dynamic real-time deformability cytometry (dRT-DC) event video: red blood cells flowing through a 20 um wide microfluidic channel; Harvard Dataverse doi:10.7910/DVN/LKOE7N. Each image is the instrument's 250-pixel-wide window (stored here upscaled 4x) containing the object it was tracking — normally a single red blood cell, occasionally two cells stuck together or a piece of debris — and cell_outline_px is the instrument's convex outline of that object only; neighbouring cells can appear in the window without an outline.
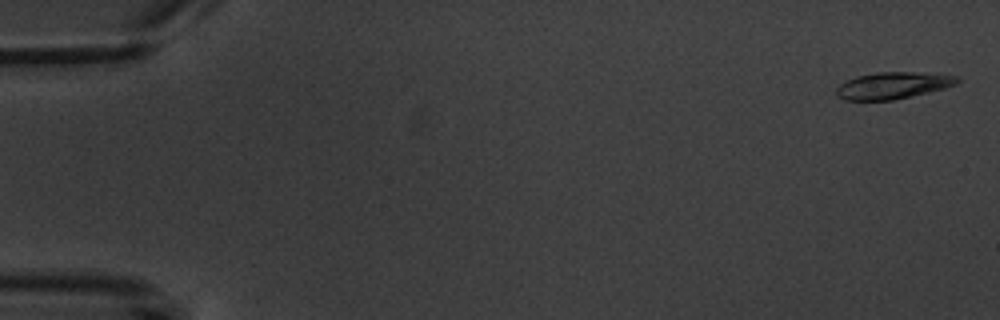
{"species": "common noctule bat (a hibernating species)", "species_latin": "Nyctalus noctula", "temperature_condition": "warm", "stored_images_in_passage": 4, "camera_frame_rate_fps": 3000, "um_per_image_px": 0.085, "animal": {"sex": "male", "body_mass_g": 20.1, "forearm_length_mm": 53.5}, "frame": {"image": 1, "passage_image": 1, "time_ms": 0.0, "image_size_px": [1000, 320], "cell_outline_px": [[960, 80], [956, 84], [944, 88], [912, 96], [892, 100], [844, 100], [836, 96], [836, 88], [840, 84], [856, 76], [876, 72], [916, 72], [960, 76]], "centroid_in_image_um": [75.89, 7.26], "position_along_channel_um": 9.1, "area_um2": 18.84}}
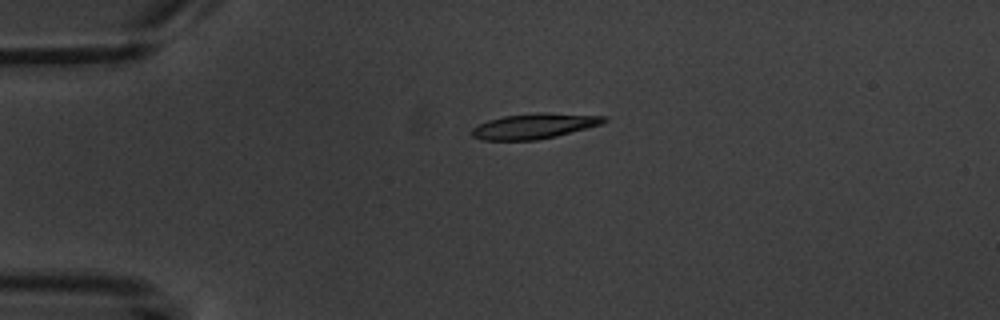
{"frame": {"image": 2, "passage_image": 4, "time_ms": 4.0, "image_size_px": [1000, 320], "cell_outline_px": [[608, 120], [604, 124], [556, 136], [536, 140], [484, 140], [472, 136], [472, 128], [488, 120], [504, 116], [536, 112], [544, 112], [608, 116]], "centroid_in_image_um": [45.48, 10.7], "position_along_channel_um": 39.5, "area_um2": 19.59}}